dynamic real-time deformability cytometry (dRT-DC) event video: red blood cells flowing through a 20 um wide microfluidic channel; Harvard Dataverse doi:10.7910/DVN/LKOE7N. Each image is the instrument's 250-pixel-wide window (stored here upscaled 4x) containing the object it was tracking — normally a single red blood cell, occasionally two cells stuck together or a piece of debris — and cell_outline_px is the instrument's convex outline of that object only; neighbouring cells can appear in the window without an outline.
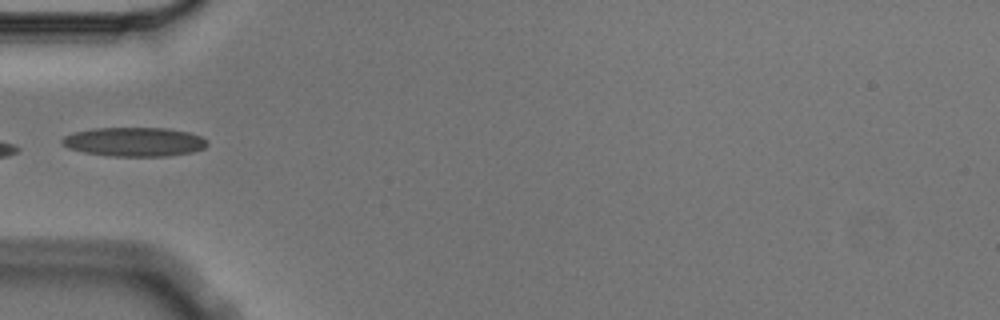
{"species": "Egyptian fruit bat (a non-hibernating species)", "species_latin": "Rousettus aegyptiacus", "temperature_condition": "cold", "stored_images_in_passage": 5, "camera_frame_rate_fps": 3000, "um_per_image_px": 0.085, "animal": {"sex": "male"}, "frame": {"image": 1, "passage_image": 4, "time_ms": 1.0, "image_size_px": [1000, 320], "cell_outline_px": [[208, 144], [204, 148], [192, 152], [168, 156], [112, 156], [84, 152], [68, 148], [60, 144], [60, 140], [64, 136], [72, 132], [96, 128], [168, 128], [188, 132], [200, 136], [208, 140]], "centroid_in_image_um": [11.4, 12.05], "position_along_channel_um": 73.6, "area_um2": 24.74}}
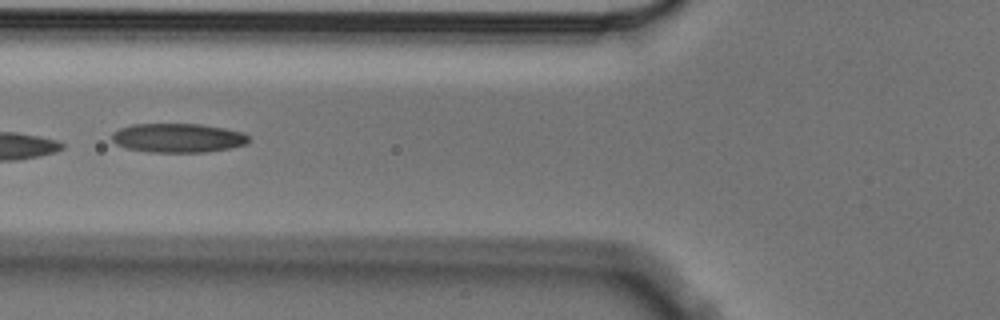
{"frame": {"image": 2, "passage_image": 5, "time_ms": 1.333, "image_size_px": [1000, 320], "cell_outline_px": [[252, 140], [248, 144], [208, 152], [148, 152], [128, 148], [116, 144], [112, 140], [112, 132], [120, 128], [132, 124], [200, 124], [224, 128], [244, 132]], "centroid_in_image_um": [15.16, 11.72], "position_along_channel_um": 110.6, "area_um2": 23.35}}